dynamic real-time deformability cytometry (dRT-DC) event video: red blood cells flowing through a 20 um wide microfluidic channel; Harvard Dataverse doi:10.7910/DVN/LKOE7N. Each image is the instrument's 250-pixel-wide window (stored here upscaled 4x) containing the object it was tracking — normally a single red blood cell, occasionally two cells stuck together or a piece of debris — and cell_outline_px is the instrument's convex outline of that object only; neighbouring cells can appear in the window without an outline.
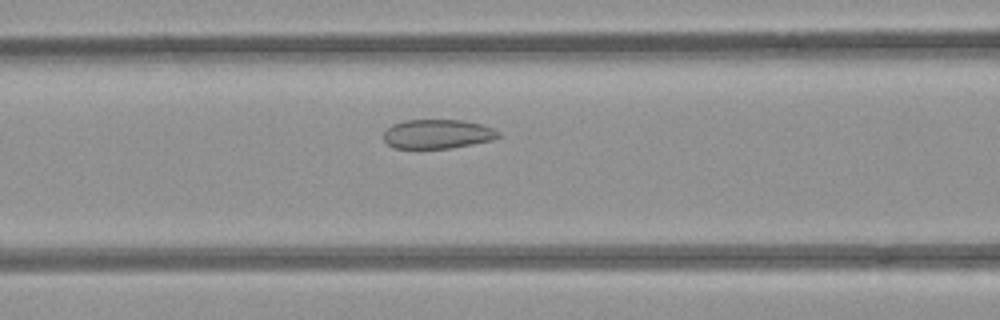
{"species": "common noctule bat (a hibernating species)", "species_latin": "Nyctalus noctula", "temperature_condition": "room temperature", "stored_images_in_passage": 50, "camera_frame_rate_fps": 3000, "um_per_image_px": 0.085, "animal": {"sex": "female", "body_mass_g": 21.9}, "frame": {"image": 1, "passage_image": 19, "time_ms": 6.0, "image_size_px": [1000, 320], "cell_outline_px": [[500, 136], [492, 140], [452, 148], [392, 148], [384, 140], [384, 132], [392, 124], [404, 120], [464, 120], [480, 124], [492, 128], [500, 132]], "centroid_in_image_um": [37.18, 11.39], "position_along_channel_um": 129.4, "area_um2": 19.54}}
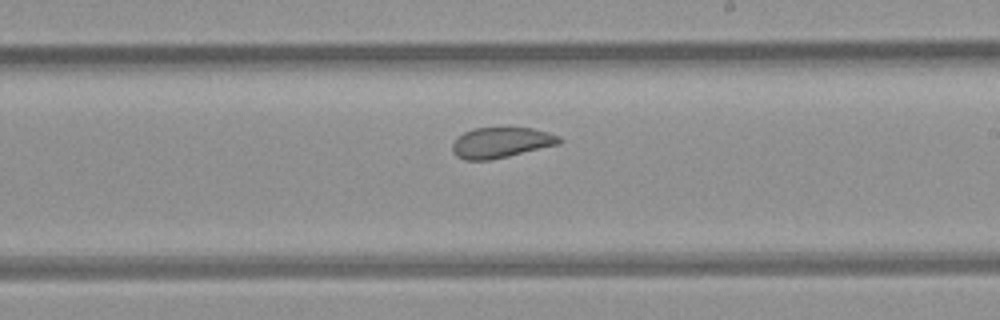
{"frame": {"image": 2, "passage_image": 28, "time_ms": 9.0, "image_size_px": [1000, 320], "cell_outline_px": [[564, 140], [560, 144], [492, 160], [464, 160], [456, 156], [452, 148], [452, 144], [464, 132], [472, 128], [532, 128], [548, 132], [560, 136]], "centroid_in_image_um": [42.63, 12.12], "position_along_channel_um": 246.4, "area_um2": 19.07}}
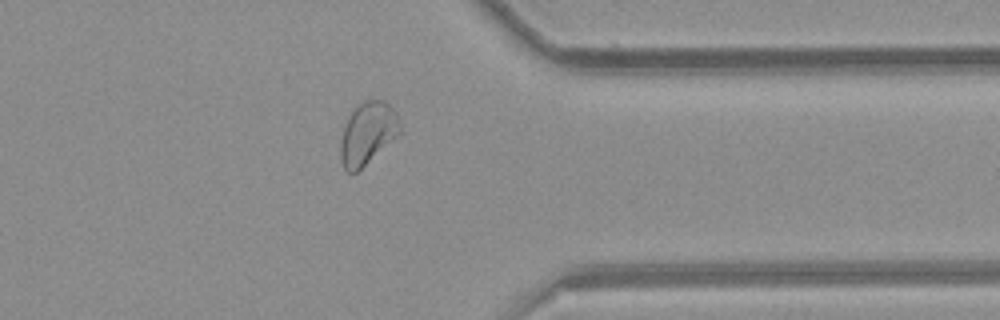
{"frame": {"image": 3, "passage_image": 39, "time_ms": 12.667, "image_size_px": [1000, 320], "cell_outline_px": [[400, 132], [396, 136], [356, 172], [348, 172], [344, 168], [340, 160], [340, 144], [344, 128], [352, 112], [364, 100], [384, 100], [396, 112], [400, 124]], "centroid_in_image_um": [31.24, 11.32], "position_along_channel_um": 380.2, "area_um2": 20.87}, "authors_computed_cell_mechanics": {"area_um2": 22.2241, "velocity_mm_per_s": 3.902, "shape_relaxation_time_tau1_ms": null, "shape_relaxation_time_tau2_ms": 1.4649, "deformation_change_tau1": null, "deformation_change_tau2": 0.0467}}